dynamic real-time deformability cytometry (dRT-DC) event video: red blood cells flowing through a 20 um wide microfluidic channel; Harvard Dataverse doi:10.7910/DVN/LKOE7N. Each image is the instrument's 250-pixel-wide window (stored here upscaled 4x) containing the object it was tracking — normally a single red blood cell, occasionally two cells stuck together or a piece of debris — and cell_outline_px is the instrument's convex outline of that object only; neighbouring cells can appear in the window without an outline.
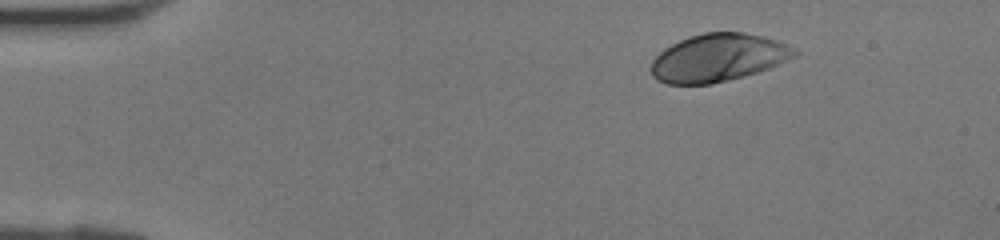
{"species": "human", "species_latin": "Homo sapiens", "temperature_condition": "room temperature", "stored_images_in_passage": 36, "camera_frame_rate_fps": 3000, "um_per_image_px": 0.085, "donor": {"sex": "female"}, "frame": {"image": 1, "passage_image": 1, "time_ms": 0.0, "image_size_px": [1000, 240], "cell_outline_px": [[800, 52], [796, 56], [768, 68], [744, 76], [708, 84], [668, 84], [656, 80], [652, 76], [648, 68], [652, 60], [664, 48], [688, 36], [704, 32], [744, 32], [764, 36], [776, 40], [796, 48]], "centroid_in_image_um": [61.01, 4.9], "position_along_channel_um": 24.0, "area_um2": 40.11}}
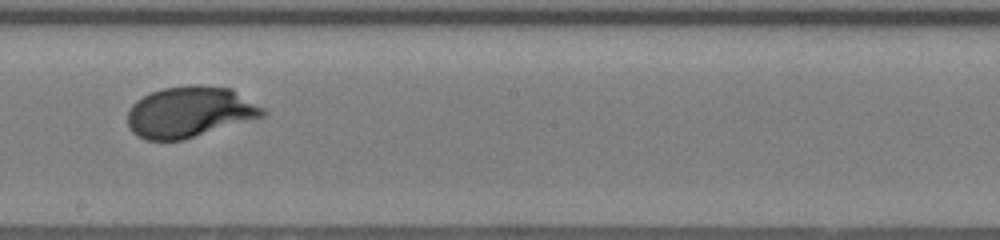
{"frame": {"image": 2, "passage_image": 19, "time_ms": 6.0, "image_size_px": [1000, 240], "cell_outline_px": [[268, 112], [264, 116], [184, 140], [144, 140], [132, 132], [128, 124], [128, 112], [132, 104], [136, 100], [152, 92], [164, 88], [196, 84], [232, 88], [264, 108]], "centroid_in_image_um": [16.14, 9.52], "position_along_channel_um": 232.1, "area_um2": 40.17}}
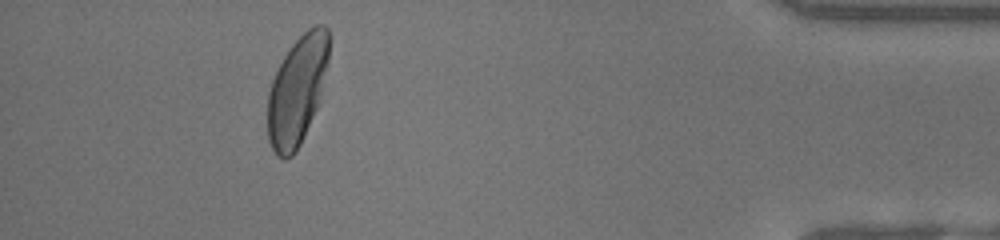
{"frame": {"image": 3, "passage_image": 33, "time_ms": 10.667, "image_size_px": [1000, 240], "cell_outline_px": [[328, 60], [316, 108], [300, 144], [296, 152], [292, 156], [284, 160], [276, 156], [268, 140], [268, 92], [272, 80], [284, 56], [292, 44], [308, 28], [316, 24], [324, 24], [328, 28]], "centroid_in_image_um": [25.23, 7.7], "position_along_channel_um": 410.0, "area_um2": 38.32}}